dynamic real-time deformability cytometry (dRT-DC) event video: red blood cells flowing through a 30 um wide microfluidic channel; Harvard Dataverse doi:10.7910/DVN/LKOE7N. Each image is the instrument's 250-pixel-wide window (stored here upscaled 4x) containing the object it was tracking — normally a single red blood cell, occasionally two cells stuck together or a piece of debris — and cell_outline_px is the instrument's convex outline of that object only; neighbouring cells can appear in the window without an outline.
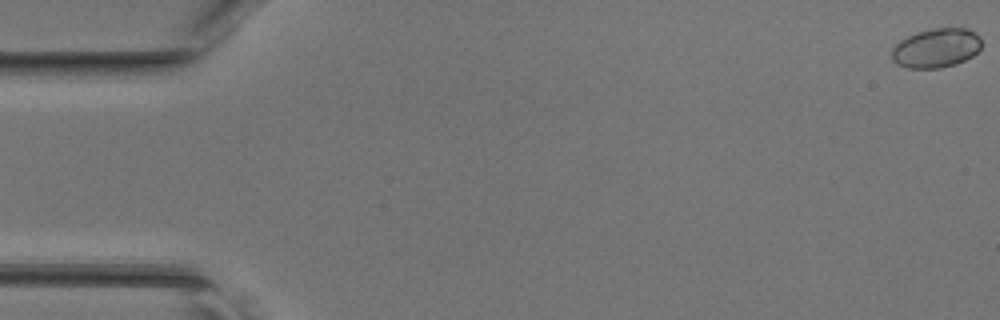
{"species": "common noctule bat (a hibernating species)", "species_latin": "Nyctalus noctula", "temperature_condition": "room temperature", "stored_images_in_passage": 47, "camera_frame_rate_fps": 3000, "um_per_image_px": 0.085, "animal": {"sex": "female", "body_mass_g": 17.0, "forearm_length_mm": 48.0}, "frame": {"image": 1, "passage_image": 1, "time_ms": 0.0, "image_size_px": [1000, 320], "cell_outline_px": [[980, 48], [972, 56], [956, 64], [940, 68], [908, 68], [896, 64], [892, 60], [892, 48], [900, 40], [916, 32], [932, 28], [968, 28], [976, 32], [980, 36]], "centroid_in_image_um": [79.57, 4.08], "position_along_channel_um": 5.4, "area_um2": 20.63}}
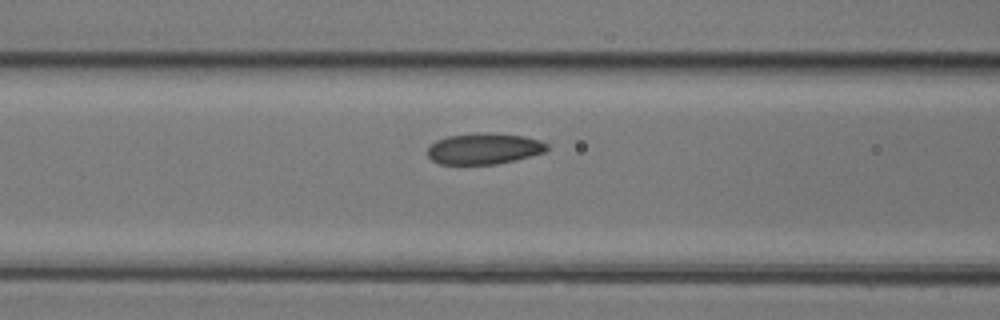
{"frame": {"image": 2, "passage_image": 20, "time_ms": 6.333, "image_size_px": [1000, 320], "cell_outline_px": [[548, 148], [544, 152], [516, 160], [496, 164], [440, 164], [432, 160], [428, 156], [428, 148], [436, 140], [448, 136], [476, 132], [480, 132], [524, 136], [540, 140], [548, 144]], "centroid_in_image_um": [41.14, 12.63], "position_along_channel_um": 125.5, "area_um2": 21.62}}
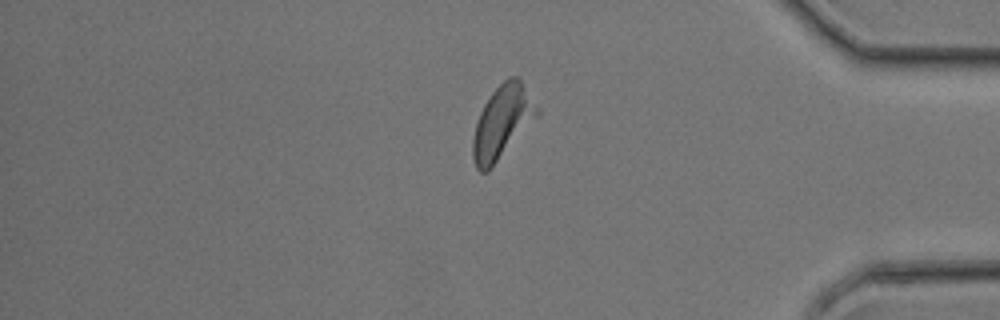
{"frame": {"image": 3, "passage_image": 40, "time_ms": 13.0, "image_size_px": [1000, 320], "cell_outline_px": [[540, 112], [492, 168], [488, 172], [480, 172], [476, 168], [472, 156], [472, 140], [476, 124], [480, 112], [484, 104], [492, 92], [508, 76], [516, 76], [520, 80], [540, 108]], "centroid_in_image_um": [42.67, 10.39], "position_along_channel_um": 392.5, "area_um2": 27.05}}